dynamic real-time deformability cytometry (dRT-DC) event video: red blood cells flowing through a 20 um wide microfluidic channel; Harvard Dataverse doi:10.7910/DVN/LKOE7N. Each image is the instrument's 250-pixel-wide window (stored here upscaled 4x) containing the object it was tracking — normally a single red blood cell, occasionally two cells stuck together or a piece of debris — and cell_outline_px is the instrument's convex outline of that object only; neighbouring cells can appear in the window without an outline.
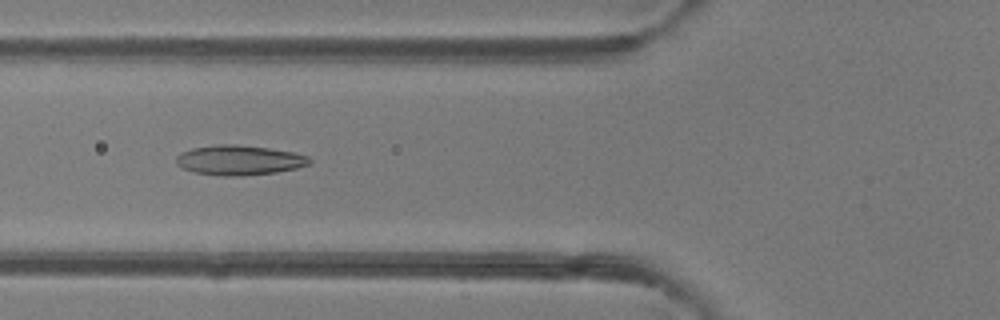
{"species": "common noctule bat (a hibernating species)", "species_latin": "Nyctalus noctula", "temperature_condition": "room temperature", "stored_images_in_passage": 49, "camera_frame_rate_fps": 3000, "um_per_image_px": 0.085, "animal": {"sex": "female"}, "frame": {"image": 1, "passage_image": 19, "time_ms": 6.0, "image_size_px": [1000, 320], "cell_outline_px": [[312, 164], [296, 168], [276, 172], [240, 176], [224, 176], [196, 172], [184, 168], [176, 164], [176, 156], [180, 152], [192, 148], [220, 144], [236, 144], [268, 148], [292, 152], [308, 156], [312, 160]], "centroid_in_image_um": [20.35, 13.61], "position_along_channel_um": 105.5, "area_um2": 23.12}}
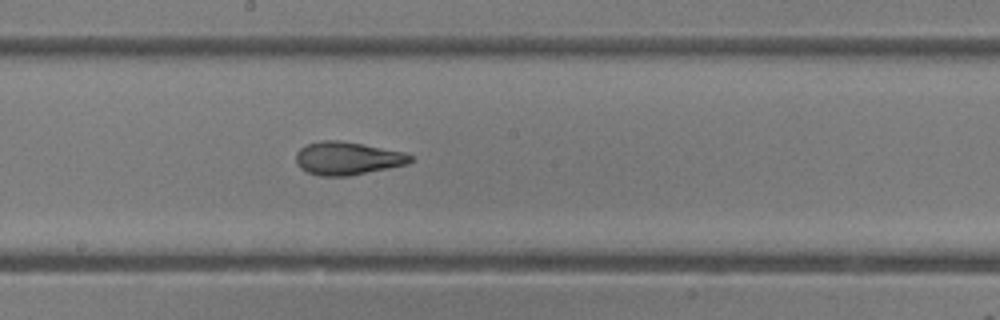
{"frame": {"image": 2, "passage_image": 27, "time_ms": 8.667, "image_size_px": [1000, 320], "cell_outline_px": [[412, 160], [408, 164], [348, 176], [320, 176], [308, 172], [300, 168], [296, 164], [296, 152], [300, 148], [308, 144], [320, 140], [336, 140], [360, 144], [404, 152], [412, 156]], "centroid_in_image_um": [29.5, 13.46], "position_along_channel_um": 218.7, "area_um2": 21.85}}
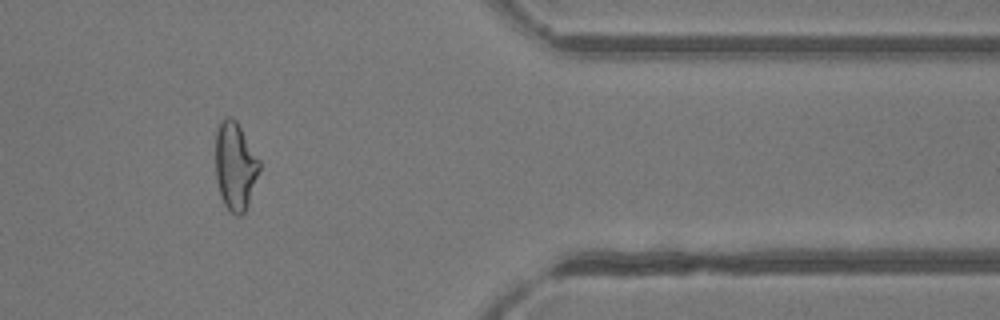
{"frame": {"image": 3, "passage_image": 41, "time_ms": 13.333, "image_size_px": [1000, 320], "cell_outline_px": [[260, 168], [248, 204], [244, 212], [240, 216], [236, 216], [224, 204], [220, 196], [216, 180], [216, 128], [220, 120], [224, 116], [232, 116], [236, 120], [260, 160]], "centroid_in_image_um": [19.98, 14.08], "position_along_channel_um": 391.4, "area_um2": 22.6}, "authors_computed_cell_mechanics": {"area_um2": 23.12, "velocity_mm_per_s": 4.2351, "shape_relaxation_time_tau1_ms": 5.6825, "shape_relaxation_time_tau2_ms": 1.9591, "deformation_change_tau1": 0.1991, "deformation_change_tau2": 0.0849}}